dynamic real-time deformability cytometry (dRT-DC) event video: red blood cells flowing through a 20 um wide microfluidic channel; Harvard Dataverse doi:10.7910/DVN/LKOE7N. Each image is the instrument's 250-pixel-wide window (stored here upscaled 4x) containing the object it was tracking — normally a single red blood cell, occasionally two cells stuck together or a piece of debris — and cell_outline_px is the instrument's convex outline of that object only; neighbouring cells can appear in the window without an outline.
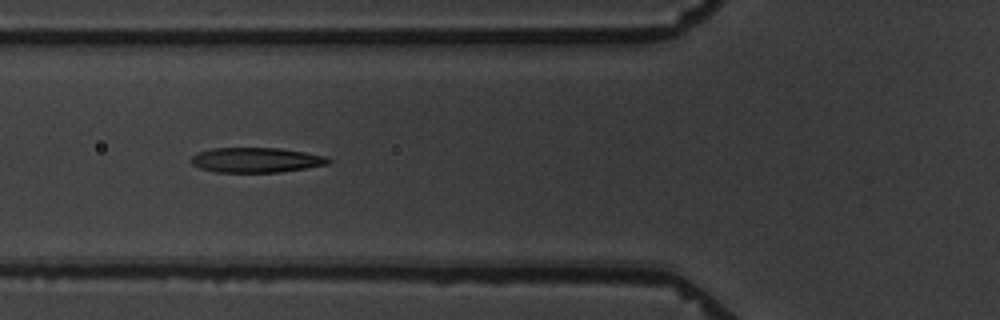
{"species": "common noctule bat (a hibernating species)", "species_latin": "Nyctalus noctula", "temperature_condition": "warm", "stored_images_in_passage": 6, "camera_frame_rate_fps": 3000, "um_per_image_px": 0.085, "animal": {"sex": "male", "body_mass_g": 19.5, "forearm_length_mm": 54.6}, "frame": {"image": 1, "passage_image": 6, "time_ms": 6.0, "image_size_px": [1000, 320], "cell_outline_px": [[332, 160], [328, 164], [280, 172], [216, 172], [200, 168], [192, 164], [192, 156], [200, 152], [212, 148], [280, 148], [304, 152], [324, 156]], "centroid_in_image_um": [21.77, 13.6], "position_along_channel_um": 104.0, "area_um2": 19.71}}